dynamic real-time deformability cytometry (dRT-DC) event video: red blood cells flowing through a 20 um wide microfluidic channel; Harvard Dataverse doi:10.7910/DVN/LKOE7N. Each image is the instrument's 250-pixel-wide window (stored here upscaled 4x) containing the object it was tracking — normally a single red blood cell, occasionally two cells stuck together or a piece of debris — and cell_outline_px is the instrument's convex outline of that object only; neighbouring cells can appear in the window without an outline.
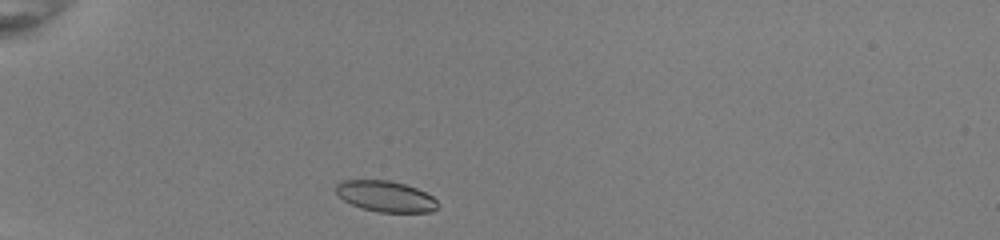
{"species": "common noctule bat (a hibernating species)", "species_latin": "Nyctalus noctula", "temperature_condition": "room temperature", "stored_images_in_passage": 38, "camera_frame_rate_fps": 3000, "um_per_image_px": 0.085, "animal": {"sex": "female", "body_mass_g": 22.0, "forearm_length_mm": 56.7}, "frame": {"image": 1, "passage_image": 2, "time_ms": 0.333, "image_size_px": [1000, 240], "cell_outline_px": [[440, 204], [432, 212], [380, 212], [360, 208], [344, 200], [336, 192], [336, 184], [340, 180], [388, 180], [404, 184], [416, 188], [432, 196]], "centroid_in_image_um": [32.77, 16.69], "position_along_channel_um": 52.2, "area_um2": 18.32}}
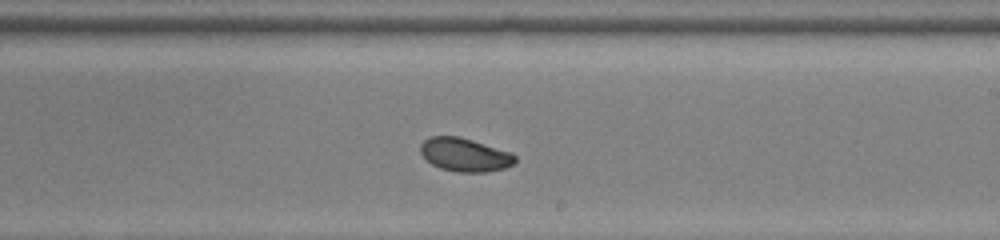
{"frame": {"image": 2, "passage_image": 19, "time_ms": 6.0, "image_size_px": [1000, 240], "cell_outline_px": [[516, 160], [512, 164], [504, 168], [484, 172], [456, 172], [440, 168], [432, 164], [420, 152], [420, 144], [424, 140], [432, 136], [460, 136], [512, 152], [516, 156]], "centroid_in_image_um": [39.51, 13.14], "position_along_channel_um": 249.5, "area_um2": 18.44}}
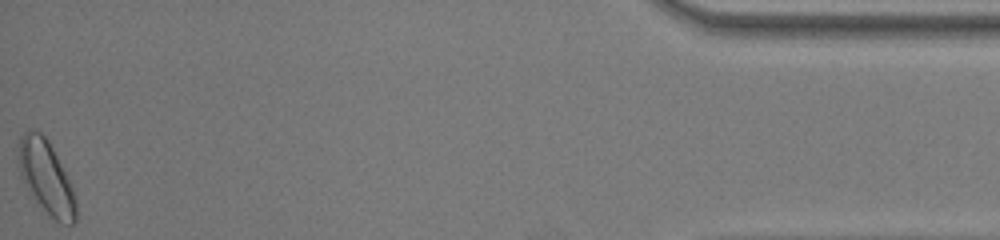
{"frame": {"image": 3, "passage_image": 38, "time_ms": 12.333, "image_size_px": [1000, 240], "cell_outline_px": [[76, 220], [72, 224], [60, 224], [48, 216], [36, 200], [20, 176], [16, 160], [20, 136], [28, 128], [40, 132], [48, 140], [72, 188], [76, 200]], "centroid_in_image_um": [3.89, 15.07], "position_along_channel_um": 431.3, "area_um2": 24.45}, "authors_computed_cell_mechanics": {"area_um2": 18.7561, "velocity_mm_per_s": 3.9907, "shape_relaxation_time_tau1_ms": 3.2398, "shape_relaxation_time_tau2_ms": null, "deformation_change_tau1": 0.1123, "deformation_change_tau2": null}}